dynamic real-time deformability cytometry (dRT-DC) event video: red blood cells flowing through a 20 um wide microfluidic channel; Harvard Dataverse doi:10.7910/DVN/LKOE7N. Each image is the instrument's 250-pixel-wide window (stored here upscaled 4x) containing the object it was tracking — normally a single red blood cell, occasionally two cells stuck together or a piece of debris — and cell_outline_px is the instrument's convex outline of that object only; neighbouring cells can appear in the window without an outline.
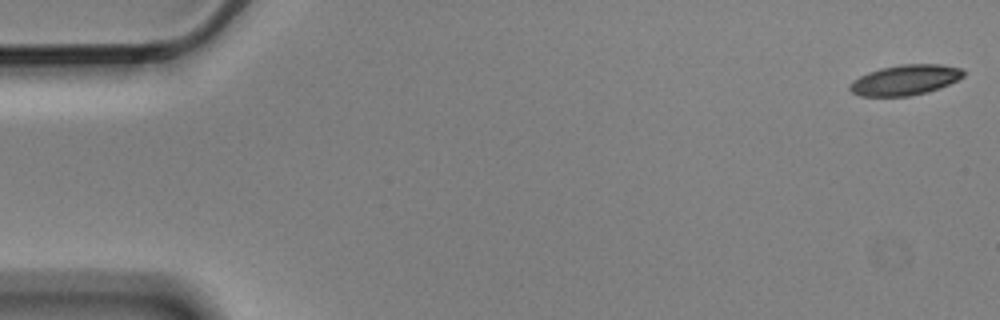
{"species": "Egyptian fruit bat (a non-hibernating species)", "species_latin": "Rousettus aegyptiacus", "temperature_condition": "cold", "stored_images_in_passage": 7, "camera_frame_rate_fps": 3000, "um_per_image_px": 0.085, "animal": {"sex": "male"}, "frame": {"image": 1, "passage_image": 1, "time_ms": 0.0, "image_size_px": [1000, 320], "cell_outline_px": [[964, 76], [940, 88], [928, 92], [908, 96], [860, 96], [852, 92], [848, 88], [848, 84], [852, 80], [868, 72], [880, 68], [900, 64], [940, 64], [960, 68], [964, 72]], "centroid_in_image_um": [76.9, 6.8], "position_along_channel_um": 8.1, "area_um2": 20.11}}
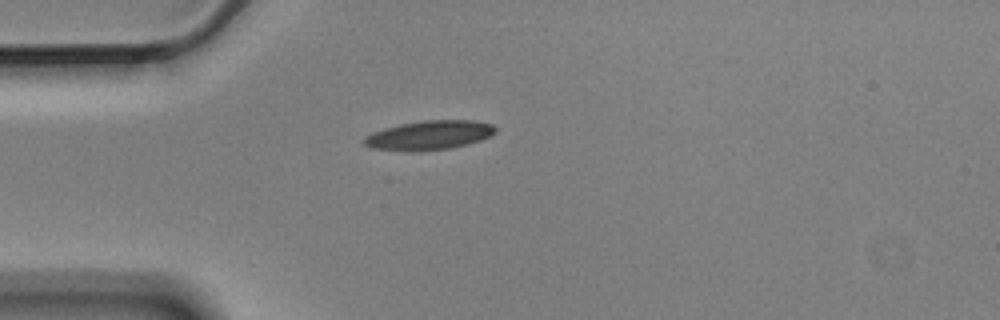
{"frame": {"image": 2, "passage_image": 5, "time_ms": 1.333, "image_size_px": [1000, 320], "cell_outline_px": [[496, 132], [492, 136], [480, 140], [448, 148], [372, 148], [364, 144], [360, 140], [364, 136], [372, 132], [384, 128], [400, 124], [424, 120], [472, 120], [492, 124], [496, 128]], "centroid_in_image_um": [36.52, 11.43], "position_along_channel_um": 48.5, "area_um2": 21.33}}
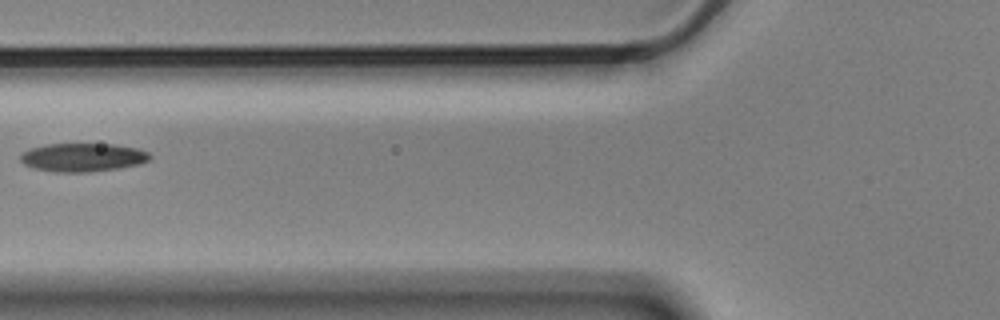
{"frame": {"image": 3, "passage_image": 7, "time_ms": 2.0, "image_size_px": [1000, 320], "cell_outline_px": [[152, 156], [148, 160], [140, 164], [120, 168], [88, 172], [56, 172], [32, 168], [24, 164], [20, 160], [20, 156], [24, 152], [32, 148], [44, 144], [116, 144], [136, 148], [148, 152]], "centroid_in_image_um": [7.04, 13.38], "position_along_channel_um": 118.8, "area_um2": 21.5}}